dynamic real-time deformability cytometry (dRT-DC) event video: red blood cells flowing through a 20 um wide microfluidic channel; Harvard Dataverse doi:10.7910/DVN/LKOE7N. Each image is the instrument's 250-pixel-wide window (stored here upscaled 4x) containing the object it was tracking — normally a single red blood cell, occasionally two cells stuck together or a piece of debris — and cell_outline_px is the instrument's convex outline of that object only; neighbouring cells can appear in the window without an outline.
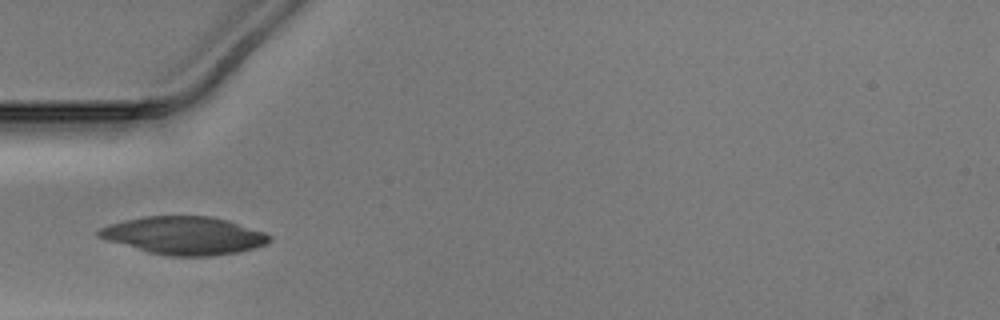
{"species": "Egyptian fruit bat (a non-hibernating species)", "species_latin": "Rousettus aegyptiacus", "temperature_condition": "warm", "stored_images_in_passage": 39, "camera_frame_rate_fps": 3000, "um_per_image_px": 0.085, "animal": {"sex": "male"}, "frame": {"image": 1, "passage_image": 17, "time_ms": 5.333, "image_size_px": [1000, 320], "cell_outline_px": [[272, 240], [264, 244], [240, 252], [212, 256], [168, 256], [148, 252], [108, 240], [96, 236], [96, 232], [100, 228], [108, 224], [124, 220], [144, 216], [212, 216], [228, 220], [264, 232], [272, 236]], "centroid_in_image_um": [15.65, 20.02], "position_along_channel_um": 69.4, "area_um2": 37.69}}